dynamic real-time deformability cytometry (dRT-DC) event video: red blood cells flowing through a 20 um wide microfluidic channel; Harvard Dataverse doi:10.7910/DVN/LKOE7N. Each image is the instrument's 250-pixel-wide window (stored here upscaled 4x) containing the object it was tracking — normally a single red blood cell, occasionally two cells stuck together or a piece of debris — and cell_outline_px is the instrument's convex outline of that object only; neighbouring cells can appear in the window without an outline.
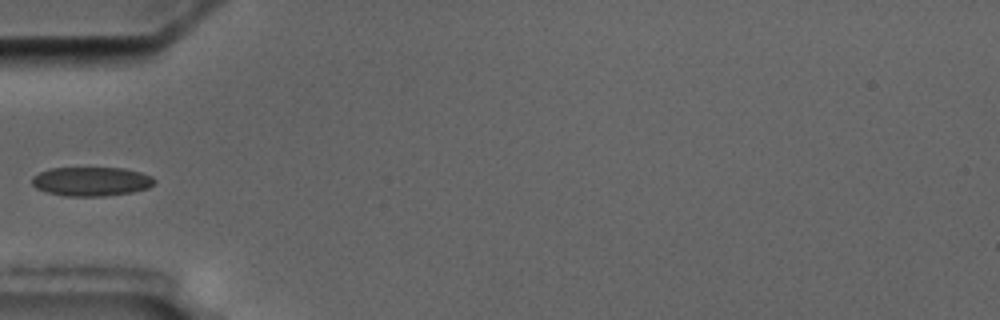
{"species": "common noctule bat (a hibernating species)", "species_latin": "Nyctalus noctula", "temperature_condition": "cold", "stored_images_in_passage": 1, "camera_frame_rate_fps": 3000, "um_per_image_px": 0.085, "animal": {"sex": "male", "body_mass_g": 17.5, "forearm_length_mm": 52.3}, "frame": {"image": 1, "passage_image": 1, "time_ms": 0.0, "image_size_px": [1000, 320], "cell_outline_px": [[156, 184], [148, 188], [132, 192], [104, 196], [64, 196], [48, 192], [36, 188], [32, 184], [32, 176], [48, 168], [124, 168], [140, 172], [152, 176], [156, 180]], "centroid_in_image_um": [7.78, 15.42], "position_along_channel_um": 77.2, "area_um2": 20.87}}